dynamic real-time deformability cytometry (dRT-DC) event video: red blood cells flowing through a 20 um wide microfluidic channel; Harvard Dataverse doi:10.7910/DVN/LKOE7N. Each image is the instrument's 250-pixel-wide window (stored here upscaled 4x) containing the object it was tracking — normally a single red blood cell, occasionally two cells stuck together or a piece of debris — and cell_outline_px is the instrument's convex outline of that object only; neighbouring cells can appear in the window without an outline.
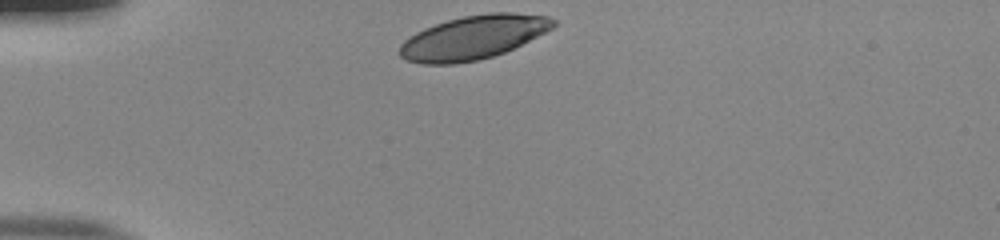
{"species": "human", "species_latin": "Homo sapiens", "temperature_condition": "room temperature", "stored_images_in_passage": 31, "camera_frame_rate_fps": 3000, "um_per_image_px": 0.085, "donor": {"sex": "male"}, "frame": {"image": 1, "passage_image": 1, "time_ms": 0.0, "image_size_px": [1000, 240], "cell_outline_px": [[556, 24], [552, 28], [504, 52], [492, 56], [476, 60], [456, 64], [420, 64], [404, 60], [396, 52], [400, 44], [404, 40], [416, 32], [424, 28], [448, 20], [464, 16], [488, 12], [512, 12], [548, 16], [556, 20]], "centroid_in_image_um": [40.16, 3.18], "position_along_channel_um": 44.8, "area_um2": 39.13}}
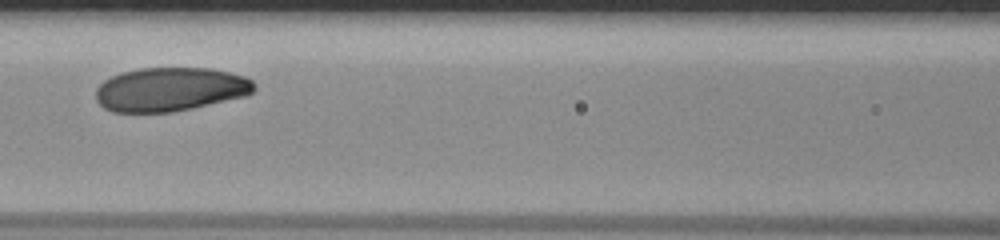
{"frame": {"image": 2, "passage_image": 12, "time_ms": 3.667, "image_size_px": [1000, 240], "cell_outline_px": [[256, 88], [248, 96], [192, 108], [172, 112], [112, 112], [104, 108], [96, 100], [96, 88], [104, 80], [112, 76], [124, 72], [140, 68], [212, 68], [244, 76], [252, 80], [256, 84]], "centroid_in_image_um": [14.49, 7.6], "position_along_channel_um": 152.1, "area_um2": 40.63}}
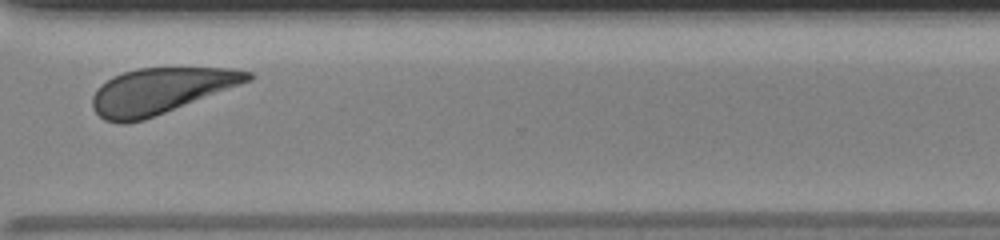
{"frame": {"image": 3, "passage_image": 28, "time_ms": 9.0, "image_size_px": [1000, 240], "cell_outline_px": [[256, 76], [252, 80], [144, 120], [124, 124], [120, 124], [104, 120], [92, 108], [92, 96], [96, 88], [100, 84], [112, 76], [124, 72], [140, 68], [232, 68], [252, 72]], "centroid_in_image_um": [13.62, 7.72], "position_along_channel_um": 357.0, "area_um2": 41.44}, "authors_computed_cell_mechanics": {"area_um2": 41.327, "velocity_mm_per_s": 3.8363, "shape_relaxation_time_tau1_ms": 3.3723, "shape_relaxation_time_tau2_ms": null, "deformation_change_tau1": 0.1309, "deformation_change_tau2": null}}